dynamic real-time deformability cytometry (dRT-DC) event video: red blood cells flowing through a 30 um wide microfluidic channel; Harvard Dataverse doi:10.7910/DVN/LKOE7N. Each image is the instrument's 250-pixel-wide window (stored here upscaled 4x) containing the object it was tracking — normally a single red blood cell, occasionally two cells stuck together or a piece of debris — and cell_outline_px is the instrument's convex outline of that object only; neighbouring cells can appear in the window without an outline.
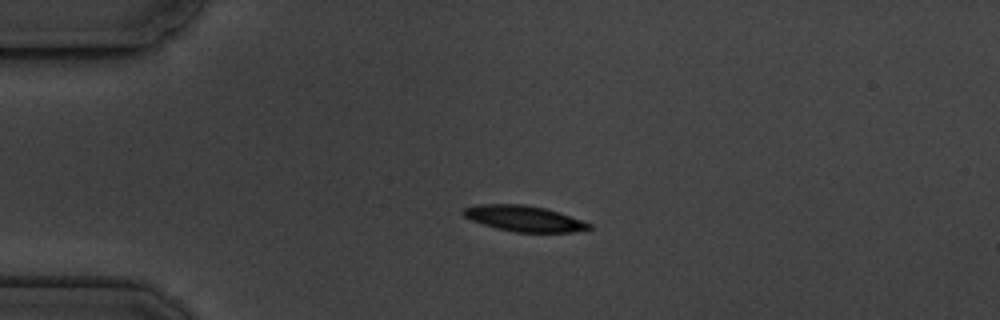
{"species": "common noctule bat (a hibernating species)", "species_latin": "Nyctalus noctula", "temperature_condition": "cold", "stored_images_in_passage": 4, "camera_frame_rate_fps": 3000, "um_per_image_px": 0.085, "animal": {"sex": "male", "body_mass_g": 19.5, "forearm_length_mm": 54.6}, "frame": {"image": 1, "passage_image": 3, "time_ms": 2.333, "image_size_px": [1000, 320], "cell_outline_px": [[592, 228], [572, 232], [512, 232], [496, 228], [472, 220], [464, 216], [460, 212], [464, 208], [476, 204], [524, 204], [544, 208], [592, 224]], "centroid_in_image_um": [44.49, 18.57], "position_along_channel_um": 40.5, "area_um2": 18.67}}